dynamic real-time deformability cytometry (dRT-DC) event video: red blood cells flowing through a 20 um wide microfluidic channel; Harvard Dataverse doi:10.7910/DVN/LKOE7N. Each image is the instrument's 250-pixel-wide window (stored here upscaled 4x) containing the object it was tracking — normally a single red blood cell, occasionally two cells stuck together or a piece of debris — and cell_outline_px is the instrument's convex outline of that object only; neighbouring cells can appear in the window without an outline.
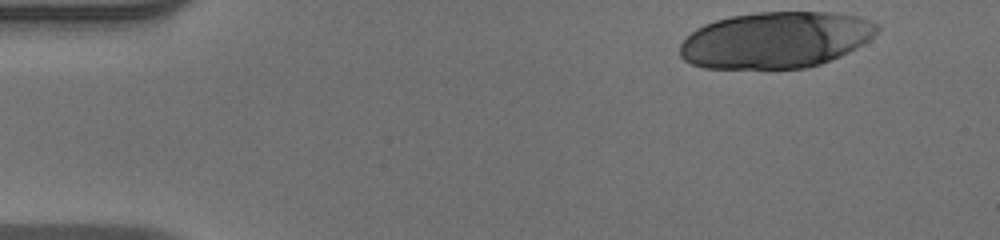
{"species": "human", "species_latin": "Homo sapiens", "temperature_condition": "warm", "stored_images_in_passage": 14, "camera_frame_rate_fps": 3000, "um_per_image_px": 0.085, "donor": {"sex": "male"}, "frame": {"image": 1, "passage_image": 1, "time_ms": 0.0, "image_size_px": [1000, 240], "cell_outline_px": [[880, 28], [868, 40], [856, 48], [840, 56], [820, 64], [804, 68], [704, 68], [692, 64], [684, 60], [680, 56], [680, 44], [696, 28], [704, 24], [716, 20], [732, 16], [756, 12], [832, 12], [856, 16], [880, 24]], "centroid_in_image_um": [65.93, 3.39], "position_along_channel_um": 19.1, "area_um2": 64.62}}